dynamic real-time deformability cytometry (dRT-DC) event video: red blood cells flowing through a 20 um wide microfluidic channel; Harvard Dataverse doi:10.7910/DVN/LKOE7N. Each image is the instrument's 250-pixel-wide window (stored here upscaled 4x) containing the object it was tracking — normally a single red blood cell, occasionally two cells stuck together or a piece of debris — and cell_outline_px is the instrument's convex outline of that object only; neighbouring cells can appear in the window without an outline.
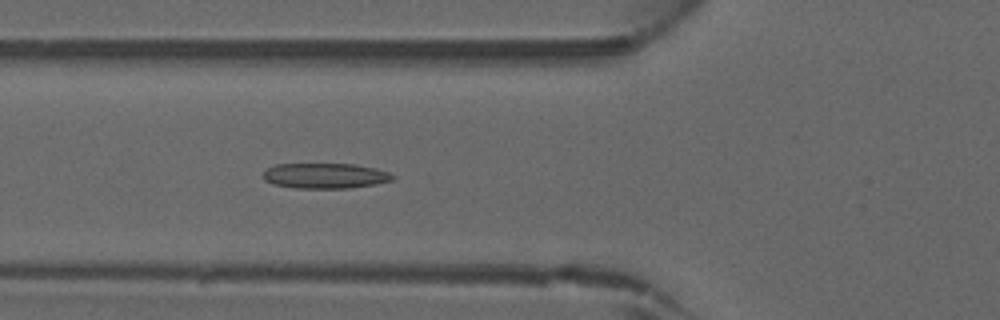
{"species": "common noctule bat (a hibernating species)", "species_latin": "Nyctalus noctula", "temperature_condition": "warm", "stored_images_in_passage": 39, "camera_frame_rate_fps": 3000, "um_per_image_px": 0.085, "animal": {"sex": "male", "forearm_length_mm": 52.5}, "frame": {"image": 1, "passage_image": 11, "time_ms": 3.333, "image_size_px": [1000, 320], "cell_outline_px": [[396, 176], [392, 180], [376, 184], [352, 188], [296, 188], [272, 184], [264, 180], [260, 176], [268, 168], [276, 164], [352, 164], [376, 168], [388, 172]], "centroid_in_image_um": [27.62, 14.94], "position_along_channel_um": 98.2, "area_um2": 19.25}}
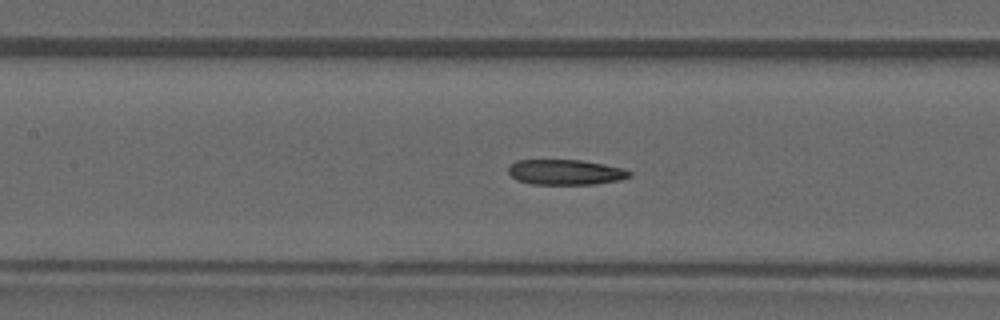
{"frame": {"image": 2, "passage_image": 15, "time_ms": 4.667, "image_size_px": [1000, 320], "cell_outline_px": [[632, 176], [620, 180], [596, 184], [532, 184], [516, 180], [508, 172], [508, 168], [516, 160], [580, 160], [604, 164], [624, 168], [632, 172]], "centroid_in_image_um": [48.1, 14.64], "position_along_channel_um": 159.3, "area_um2": 17.92}}
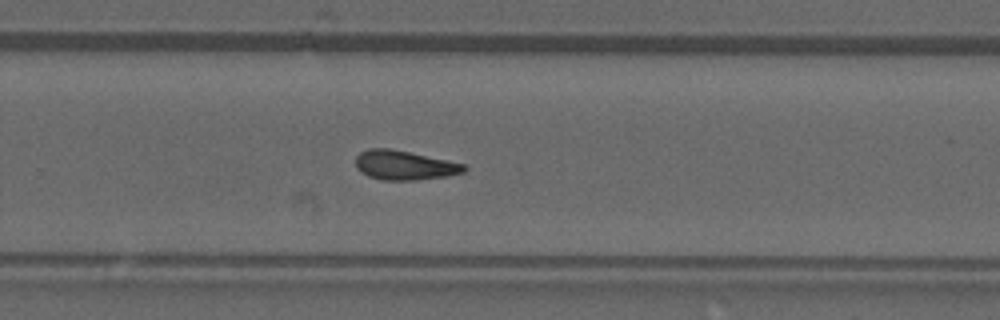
{"frame": {"image": 3, "passage_image": 24, "time_ms": 7.667, "image_size_px": [1000, 320], "cell_outline_px": [[468, 168], [464, 172], [448, 176], [416, 180], [384, 180], [368, 176], [360, 172], [356, 168], [356, 156], [360, 152], [368, 148], [388, 148], [408, 152], [464, 164]], "centroid_in_image_um": [34.34, 14.05], "position_along_channel_um": 295.5, "area_um2": 18.44}}